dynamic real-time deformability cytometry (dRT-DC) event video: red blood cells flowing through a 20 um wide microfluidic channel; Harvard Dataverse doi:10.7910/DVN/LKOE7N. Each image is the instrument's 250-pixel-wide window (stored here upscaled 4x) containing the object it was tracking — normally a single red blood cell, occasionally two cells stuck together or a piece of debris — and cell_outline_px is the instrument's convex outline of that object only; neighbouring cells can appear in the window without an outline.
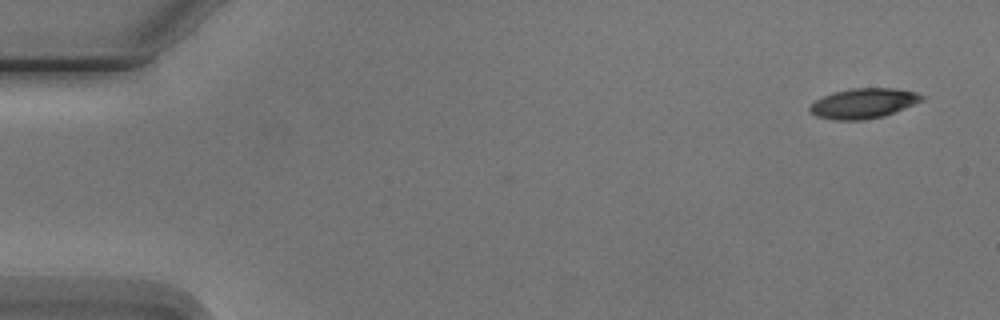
{"species": "Egyptian fruit bat (a non-hibernating species)", "species_latin": "Rousettus aegyptiacus", "temperature_condition": "cold", "stored_images_in_passage": 6, "camera_frame_rate_fps": 3000, "um_per_image_px": 0.085, "animal": {"sex": "male"}, "frame": {"image": 1, "passage_image": 1, "time_ms": 0.0, "image_size_px": [1000, 320], "cell_outline_px": [[924, 100], [884, 116], [864, 120], [836, 120], [816, 116], [808, 108], [816, 100], [832, 92], [852, 88], [896, 88], [916, 92], [924, 96]], "centroid_in_image_um": [73.41, 8.78], "position_along_channel_um": 11.6, "area_um2": 19.54}}
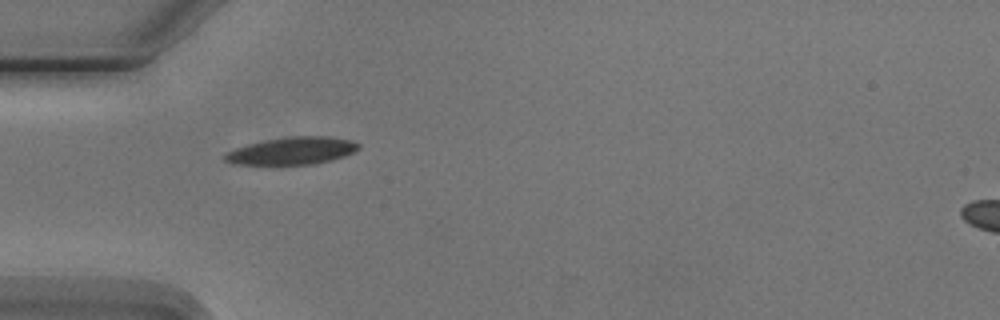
{"frame": {"image": 2, "passage_image": 5, "time_ms": 4.667, "image_size_px": [1000, 320], "cell_outline_px": [[360, 148], [344, 156], [332, 160], [316, 164], [232, 164], [224, 160], [224, 156], [228, 152], [236, 148], [248, 144], [288, 136], [328, 136], [352, 140], [360, 144]], "centroid_in_image_um": [24.87, 12.82], "position_along_channel_um": 60.1, "area_um2": 21.21}}
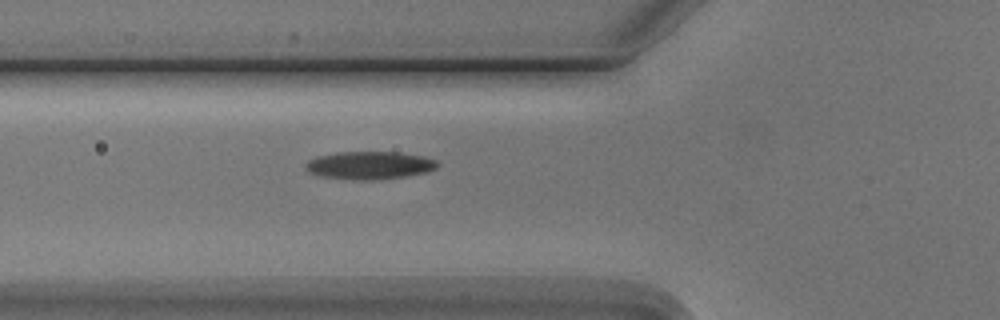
{"frame": {"image": 3, "passage_image": 6, "time_ms": 5.667, "image_size_px": [1000, 320], "cell_outline_px": [[440, 164], [436, 168], [428, 172], [408, 176], [376, 180], [356, 180], [320, 176], [308, 172], [304, 168], [304, 164], [308, 160], [316, 156], [336, 152], [400, 152], [424, 156], [436, 160]], "centroid_in_image_um": [31.41, 14.05], "position_along_channel_um": 94.4, "area_um2": 21.79}}